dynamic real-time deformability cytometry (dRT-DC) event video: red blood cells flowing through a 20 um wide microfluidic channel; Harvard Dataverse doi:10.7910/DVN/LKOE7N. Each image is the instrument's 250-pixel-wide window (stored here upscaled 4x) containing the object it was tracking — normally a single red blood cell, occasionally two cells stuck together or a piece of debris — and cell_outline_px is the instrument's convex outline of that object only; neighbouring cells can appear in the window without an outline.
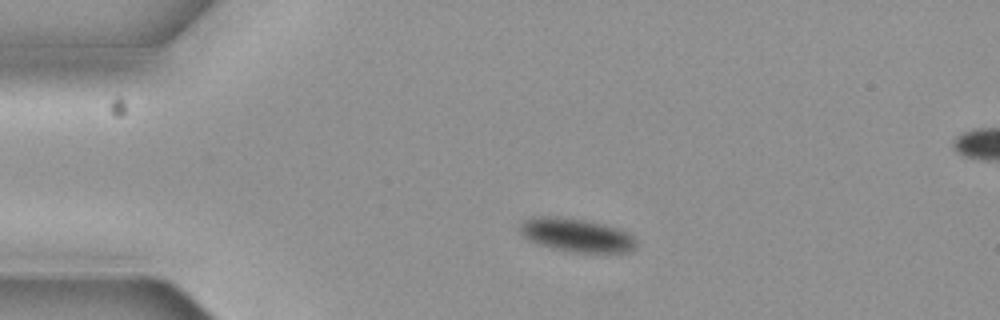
{"species": "common noctule bat (a hibernating species)", "species_latin": "Nyctalus noctula", "temperature_condition": "cold", "stored_images_in_passage": 9, "camera_frame_rate_fps": 3000, "um_per_image_px": 0.085, "animal": {"sex": "female", "body_mass_g": 19.3, "forearm_length_mm": 54.1}, "frame": {"image": 1, "passage_image": 1, "time_ms": 0.0, "image_size_px": [1000, 320], "cell_outline_px": [[636, 248], [632, 252], [568, 252], [536, 244], [528, 240], [516, 228], [524, 220], [532, 216], [560, 216], [584, 220], [604, 224], [620, 228], [628, 232], [636, 240]], "centroid_in_image_um": [48.97, 19.98], "position_along_channel_um": 36.0, "area_um2": 23.18}}
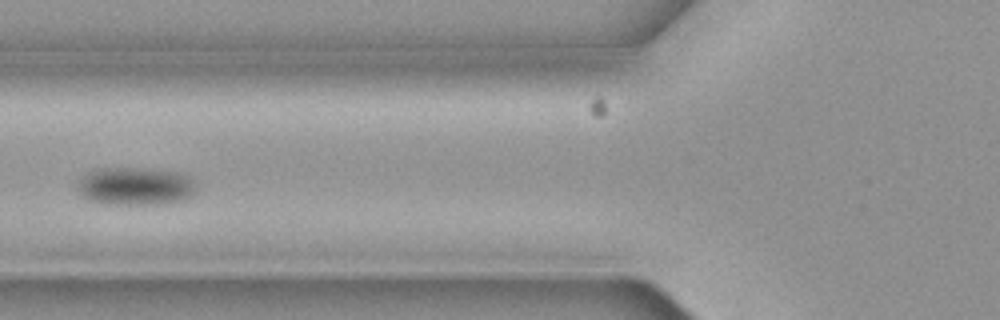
{"frame": {"image": 2, "passage_image": 4, "time_ms": 1.0, "image_size_px": [1000, 320], "cell_outline_px": [[196, 192], [192, 196], [184, 200], [160, 204], [108, 204], [88, 200], [76, 188], [76, 184], [92, 168], [128, 168], [176, 172], [188, 176], [192, 180], [196, 188]], "centroid_in_image_um": [11.49, 15.84], "position_along_channel_um": 114.3, "area_um2": 26.18}}
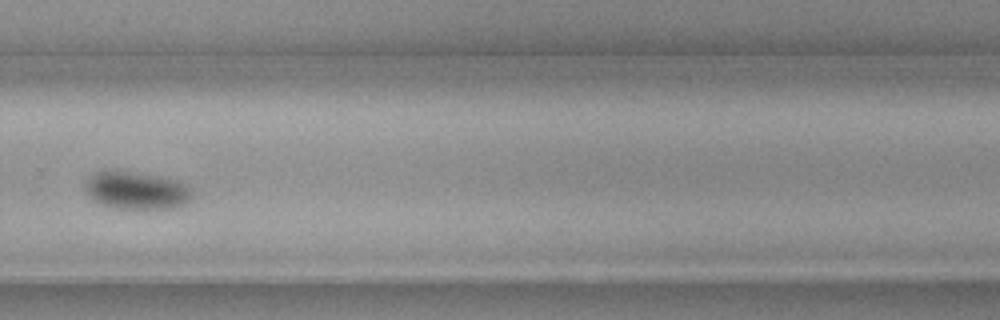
{"frame": {"image": 3, "passage_image": 9, "time_ms": 2.667, "image_size_px": [1000, 320], "cell_outline_px": [[192, 200], [176, 208], [112, 208], [100, 204], [88, 196], [84, 188], [84, 184], [88, 176], [96, 172], [116, 168], [160, 176], [176, 180], [192, 188]], "centroid_in_image_um": [11.56, 16.15], "position_along_channel_um": 318.2, "area_um2": 24.16}}